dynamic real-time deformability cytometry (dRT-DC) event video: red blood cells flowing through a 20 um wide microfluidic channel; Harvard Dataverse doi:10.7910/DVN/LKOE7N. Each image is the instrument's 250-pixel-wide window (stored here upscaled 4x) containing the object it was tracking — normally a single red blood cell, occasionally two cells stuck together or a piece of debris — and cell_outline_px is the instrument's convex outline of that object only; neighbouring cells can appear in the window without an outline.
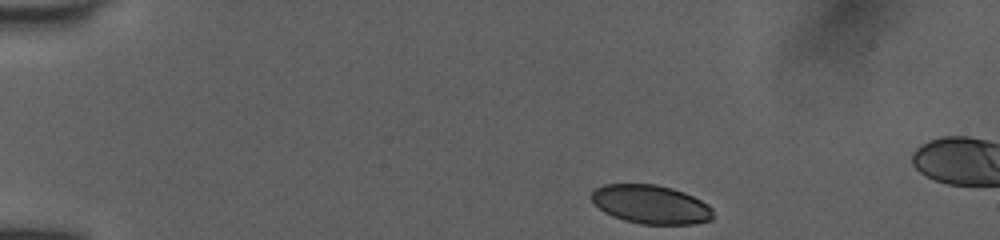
{"species": "human", "species_latin": "Homo sapiens", "temperature_condition": "room temperature", "stored_images_in_passage": 44, "camera_frame_rate_fps": 3000, "um_per_image_px": 0.085, "donor": {"sex": "female"}, "frame": {"image": 1, "passage_image": 1, "time_ms": 0.0, "image_size_px": [1000, 240], "cell_outline_px": [[712, 220], [696, 224], [640, 224], [624, 220], [612, 216], [604, 212], [588, 196], [596, 188], [604, 184], [656, 184], [672, 188], [684, 192], [708, 204], [712, 208]], "centroid_in_image_um": [55.31, 17.37], "position_along_channel_um": 29.7, "area_um2": 27.57}}
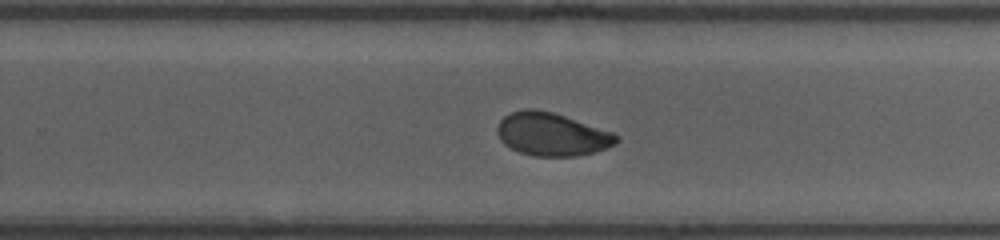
{"frame": {"image": 2, "passage_image": 26, "time_ms": 8.333, "image_size_px": [1000, 240], "cell_outline_px": [[620, 140], [616, 144], [608, 148], [576, 156], [532, 156], [520, 152], [504, 144], [500, 140], [496, 132], [496, 128], [500, 120], [504, 116], [512, 112], [528, 108], [532, 108], [552, 112], [612, 132], [620, 136]], "centroid_in_image_um": [46.9, 11.42], "position_along_channel_um": 282.9, "area_um2": 29.82}}
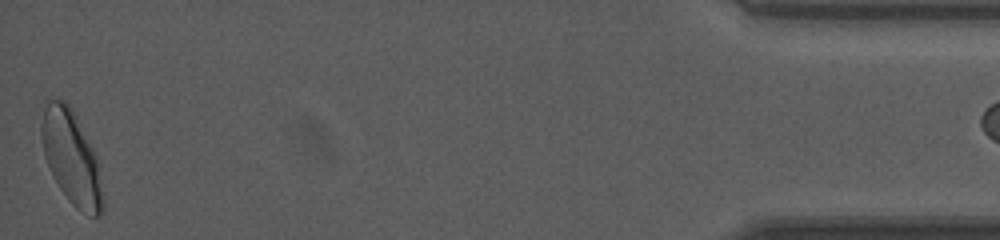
{"frame": {"image": 3, "passage_image": 43, "time_ms": 14.0, "image_size_px": [1000, 240], "cell_outline_px": [[104, 212], [100, 216], [92, 216], [76, 208], [68, 200], [52, 176], [44, 156], [40, 136], [40, 124], [44, 100], [64, 100], [72, 108], [96, 156], [104, 200]], "centroid_in_image_um": [6.04, 13.39], "position_along_channel_um": 429.2, "area_um2": 33.64}}